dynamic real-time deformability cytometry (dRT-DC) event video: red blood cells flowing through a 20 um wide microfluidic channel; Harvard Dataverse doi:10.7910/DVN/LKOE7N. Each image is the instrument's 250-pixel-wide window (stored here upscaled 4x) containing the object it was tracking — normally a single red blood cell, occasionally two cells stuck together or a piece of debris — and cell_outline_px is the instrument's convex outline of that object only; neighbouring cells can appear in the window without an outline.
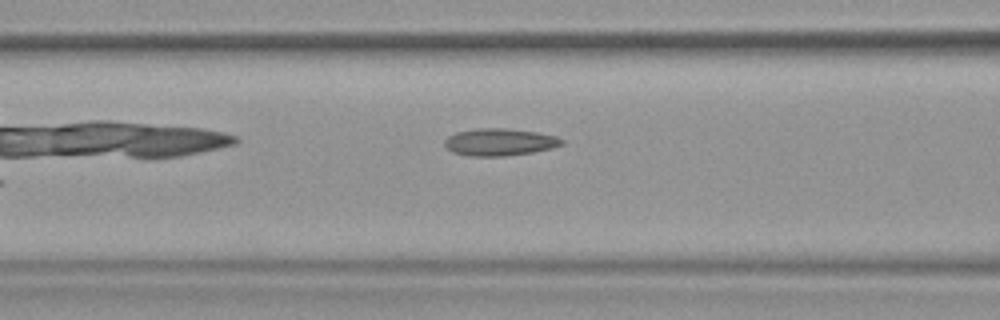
{"species": "common noctule bat (a hibernating species)", "species_latin": "Nyctalus noctula", "temperature_condition": "warm", "stored_images_in_passage": 7, "camera_frame_rate_fps": 3000, "um_per_image_px": 0.085, "animal": {"sex": "female", "body_mass_g": 19.9}, "frame": {"image": 1, "passage_image": 5, "time_ms": 1.333, "image_size_px": [1000, 320], "cell_outline_px": [[564, 144], [552, 148], [532, 152], [504, 156], [468, 156], [452, 152], [444, 144], [444, 140], [448, 136], [456, 132], [476, 128], [508, 128], [536, 132], [556, 136], [564, 140]], "centroid_in_image_um": [42.46, 12.07], "position_along_channel_um": 124.1, "area_um2": 18.67}}